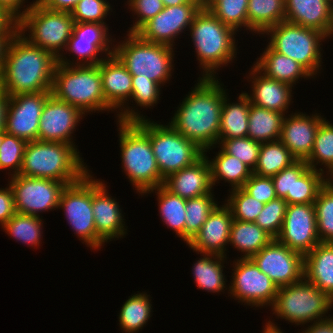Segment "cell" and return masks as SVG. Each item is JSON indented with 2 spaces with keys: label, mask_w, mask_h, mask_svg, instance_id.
I'll return each instance as SVG.
<instances>
[{
  "label": "cell",
  "mask_w": 333,
  "mask_h": 333,
  "mask_svg": "<svg viewBox=\"0 0 333 333\" xmlns=\"http://www.w3.org/2000/svg\"><path fill=\"white\" fill-rule=\"evenodd\" d=\"M221 86L216 77H201L169 122L186 139L195 142L204 153L218 144L221 110L226 95V90Z\"/></svg>",
  "instance_id": "6da1fadb"
},
{
  "label": "cell",
  "mask_w": 333,
  "mask_h": 333,
  "mask_svg": "<svg viewBox=\"0 0 333 333\" xmlns=\"http://www.w3.org/2000/svg\"><path fill=\"white\" fill-rule=\"evenodd\" d=\"M58 59L32 45L17 31L11 38L0 75V88L9 95L51 92Z\"/></svg>",
  "instance_id": "7a4b0ae2"
},
{
  "label": "cell",
  "mask_w": 333,
  "mask_h": 333,
  "mask_svg": "<svg viewBox=\"0 0 333 333\" xmlns=\"http://www.w3.org/2000/svg\"><path fill=\"white\" fill-rule=\"evenodd\" d=\"M77 151L63 142H27L19 175L75 183L89 171Z\"/></svg>",
  "instance_id": "3957f363"
},
{
  "label": "cell",
  "mask_w": 333,
  "mask_h": 333,
  "mask_svg": "<svg viewBox=\"0 0 333 333\" xmlns=\"http://www.w3.org/2000/svg\"><path fill=\"white\" fill-rule=\"evenodd\" d=\"M62 55L56 64L51 95L69 103L84 114L105 111L99 63L95 65H72Z\"/></svg>",
  "instance_id": "277c9868"
},
{
  "label": "cell",
  "mask_w": 333,
  "mask_h": 333,
  "mask_svg": "<svg viewBox=\"0 0 333 333\" xmlns=\"http://www.w3.org/2000/svg\"><path fill=\"white\" fill-rule=\"evenodd\" d=\"M189 30L203 69L202 78H215V70L226 66L237 55L236 31L223 24L206 6L196 14Z\"/></svg>",
  "instance_id": "5b68a950"
},
{
  "label": "cell",
  "mask_w": 333,
  "mask_h": 333,
  "mask_svg": "<svg viewBox=\"0 0 333 333\" xmlns=\"http://www.w3.org/2000/svg\"><path fill=\"white\" fill-rule=\"evenodd\" d=\"M123 170L141 195L163 185L149 137L134 122H118Z\"/></svg>",
  "instance_id": "8992f818"
},
{
  "label": "cell",
  "mask_w": 333,
  "mask_h": 333,
  "mask_svg": "<svg viewBox=\"0 0 333 333\" xmlns=\"http://www.w3.org/2000/svg\"><path fill=\"white\" fill-rule=\"evenodd\" d=\"M74 24L69 12L51 10L33 1L22 11L18 19V31L32 45L51 52L59 59L63 55L60 54L61 49H67ZM26 31L30 32L27 34L29 36H25Z\"/></svg>",
  "instance_id": "52a82bcc"
},
{
  "label": "cell",
  "mask_w": 333,
  "mask_h": 333,
  "mask_svg": "<svg viewBox=\"0 0 333 333\" xmlns=\"http://www.w3.org/2000/svg\"><path fill=\"white\" fill-rule=\"evenodd\" d=\"M119 43L113 54L132 76L149 78L160 86L171 78L173 47L144 41L136 33H128L126 40Z\"/></svg>",
  "instance_id": "ba28073f"
},
{
  "label": "cell",
  "mask_w": 333,
  "mask_h": 333,
  "mask_svg": "<svg viewBox=\"0 0 333 333\" xmlns=\"http://www.w3.org/2000/svg\"><path fill=\"white\" fill-rule=\"evenodd\" d=\"M150 139L160 175L165 179L197 161L203 154L195 142L186 139L170 124H158L150 119L134 122Z\"/></svg>",
  "instance_id": "9c48e42d"
},
{
  "label": "cell",
  "mask_w": 333,
  "mask_h": 333,
  "mask_svg": "<svg viewBox=\"0 0 333 333\" xmlns=\"http://www.w3.org/2000/svg\"><path fill=\"white\" fill-rule=\"evenodd\" d=\"M332 307L333 299L304 277L278 288L272 311L278 318L303 325L329 318L326 313Z\"/></svg>",
  "instance_id": "30bf717a"
},
{
  "label": "cell",
  "mask_w": 333,
  "mask_h": 333,
  "mask_svg": "<svg viewBox=\"0 0 333 333\" xmlns=\"http://www.w3.org/2000/svg\"><path fill=\"white\" fill-rule=\"evenodd\" d=\"M268 46L299 63L313 77L321 69V42L327 36L319 30L282 21L268 28ZM319 70V71H318Z\"/></svg>",
  "instance_id": "8fae6325"
},
{
  "label": "cell",
  "mask_w": 333,
  "mask_h": 333,
  "mask_svg": "<svg viewBox=\"0 0 333 333\" xmlns=\"http://www.w3.org/2000/svg\"><path fill=\"white\" fill-rule=\"evenodd\" d=\"M59 208L71 225L74 234L91 249H99L105 243L96 232L92 211V176L87 172L80 180L66 185L61 193Z\"/></svg>",
  "instance_id": "7c38bea8"
},
{
  "label": "cell",
  "mask_w": 333,
  "mask_h": 333,
  "mask_svg": "<svg viewBox=\"0 0 333 333\" xmlns=\"http://www.w3.org/2000/svg\"><path fill=\"white\" fill-rule=\"evenodd\" d=\"M17 213L40 217L42 211L58 209L60 196L66 184L52 179L11 176Z\"/></svg>",
  "instance_id": "4fadbf2b"
},
{
  "label": "cell",
  "mask_w": 333,
  "mask_h": 333,
  "mask_svg": "<svg viewBox=\"0 0 333 333\" xmlns=\"http://www.w3.org/2000/svg\"><path fill=\"white\" fill-rule=\"evenodd\" d=\"M233 264L230 294L239 300L238 302H244L252 307L272 306L278 286L269 276L261 272L251 258H240Z\"/></svg>",
  "instance_id": "5bb4252c"
},
{
  "label": "cell",
  "mask_w": 333,
  "mask_h": 333,
  "mask_svg": "<svg viewBox=\"0 0 333 333\" xmlns=\"http://www.w3.org/2000/svg\"><path fill=\"white\" fill-rule=\"evenodd\" d=\"M99 69L105 97V111L119 108L121 112L117 114V122H137L146 119L135 112V109L130 110L128 105L127 109L124 107L132 95V75L121 61L114 54L110 55L99 62Z\"/></svg>",
  "instance_id": "9a60e30c"
},
{
  "label": "cell",
  "mask_w": 333,
  "mask_h": 333,
  "mask_svg": "<svg viewBox=\"0 0 333 333\" xmlns=\"http://www.w3.org/2000/svg\"><path fill=\"white\" fill-rule=\"evenodd\" d=\"M279 287L304 278V256L273 239L251 258Z\"/></svg>",
  "instance_id": "2e32d148"
},
{
  "label": "cell",
  "mask_w": 333,
  "mask_h": 333,
  "mask_svg": "<svg viewBox=\"0 0 333 333\" xmlns=\"http://www.w3.org/2000/svg\"><path fill=\"white\" fill-rule=\"evenodd\" d=\"M204 3H186L164 7L154 18L146 22L136 34L144 41L174 47L175 38L190 28L194 17Z\"/></svg>",
  "instance_id": "e0dca14e"
},
{
  "label": "cell",
  "mask_w": 333,
  "mask_h": 333,
  "mask_svg": "<svg viewBox=\"0 0 333 333\" xmlns=\"http://www.w3.org/2000/svg\"><path fill=\"white\" fill-rule=\"evenodd\" d=\"M276 239L303 256L312 251L320 243L314 204H289Z\"/></svg>",
  "instance_id": "ac0fdd59"
},
{
  "label": "cell",
  "mask_w": 333,
  "mask_h": 333,
  "mask_svg": "<svg viewBox=\"0 0 333 333\" xmlns=\"http://www.w3.org/2000/svg\"><path fill=\"white\" fill-rule=\"evenodd\" d=\"M51 92L10 95L5 132L26 142L38 140L43 106Z\"/></svg>",
  "instance_id": "d6986e66"
},
{
  "label": "cell",
  "mask_w": 333,
  "mask_h": 333,
  "mask_svg": "<svg viewBox=\"0 0 333 333\" xmlns=\"http://www.w3.org/2000/svg\"><path fill=\"white\" fill-rule=\"evenodd\" d=\"M82 115L77 107L50 95L46 100L39 121L38 140L46 142H63L74 145L72 133Z\"/></svg>",
  "instance_id": "ffe728a7"
},
{
  "label": "cell",
  "mask_w": 333,
  "mask_h": 333,
  "mask_svg": "<svg viewBox=\"0 0 333 333\" xmlns=\"http://www.w3.org/2000/svg\"><path fill=\"white\" fill-rule=\"evenodd\" d=\"M108 27L106 24L99 23H75L73 34L69 39L67 49L77 56L79 62L72 65H95L106 57L98 58L99 52H105L106 56L113 55V47L110 50ZM110 38V39H109ZM110 43V44H109ZM85 60V61H84ZM82 61V62H81ZM84 61V62H83Z\"/></svg>",
  "instance_id": "44dd1931"
},
{
  "label": "cell",
  "mask_w": 333,
  "mask_h": 333,
  "mask_svg": "<svg viewBox=\"0 0 333 333\" xmlns=\"http://www.w3.org/2000/svg\"><path fill=\"white\" fill-rule=\"evenodd\" d=\"M233 222L230 208L224 205L216 206L200 231L187 243L195 252L226 256L225 245L229 243L231 225Z\"/></svg>",
  "instance_id": "7402d4cb"
},
{
  "label": "cell",
  "mask_w": 333,
  "mask_h": 333,
  "mask_svg": "<svg viewBox=\"0 0 333 333\" xmlns=\"http://www.w3.org/2000/svg\"><path fill=\"white\" fill-rule=\"evenodd\" d=\"M288 116H284L279 140L297 160L306 161L312 153L315 135L324 118L317 113L306 116L301 112Z\"/></svg>",
  "instance_id": "603a6c76"
},
{
  "label": "cell",
  "mask_w": 333,
  "mask_h": 333,
  "mask_svg": "<svg viewBox=\"0 0 333 333\" xmlns=\"http://www.w3.org/2000/svg\"><path fill=\"white\" fill-rule=\"evenodd\" d=\"M117 201L109 196L105 184L92 177V211L97 235L108 242L126 235L123 215Z\"/></svg>",
  "instance_id": "cb8c5ba5"
},
{
  "label": "cell",
  "mask_w": 333,
  "mask_h": 333,
  "mask_svg": "<svg viewBox=\"0 0 333 333\" xmlns=\"http://www.w3.org/2000/svg\"><path fill=\"white\" fill-rule=\"evenodd\" d=\"M204 154L193 164L168 175L163 186L184 199L212 193L211 168L208 157Z\"/></svg>",
  "instance_id": "d4e9b609"
},
{
  "label": "cell",
  "mask_w": 333,
  "mask_h": 333,
  "mask_svg": "<svg viewBox=\"0 0 333 333\" xmlns=\"http://www.w3.org/2000/svg\"><path fill=\"white\" fill-rule=\"evenodd\" d=\"M285 21L332 35L333 0H285Z\"/></svg>",
  "instance_id": "484cf974"
},
{
  "label": "cell",
  "mask_w": 333,
  "mask_h": 333,
  "mask_svg": "<svg viewBox=\"0 0 333 333\" xmlns=\"http://www.w3.org/2000/svg\"><path fill=\"white\" fill-rule=\"evenodd\" d=\"M250 79H253L252 93L248 95L251 104L268 110L285 113L291 102L292 87L291 85L274 80L265 76L255 66L249 73Z\"/></svg>",
  "instance_id": "4316f807"
},
{
  "label": "cell",
  "mask_w": 333,
  "mask_h": 333,
  "mask_svg": "<svg viewBox=\"0 0 333 333\" xmlns=\"http://www.w3.org/2000/svg\"><path fill=\"white\" fill-rule=\"evenodd\" d=\"M304 277L333 299V242H320L304 256Z\"/></svg>",
  "instance_id": "83f0119b"
},
{
  "label": "cell",
  "mask_w": 333,
  "mask_h": 333,
  "mask_svg": "<svg viewBox=\"0 0 333 333\" xmlns=\"http://www.w3.org/2000/svg\"><path fill=\"white\" fill-rule=\"evenodd\" d=\"M327 181L324 172L309 168L305 160H297L293 163L292 195L284 200L288 205L314 203Z\"/></svg>",
  "instance_id": "f1b7e54d"
},
{
  "label": "cell",
  "mask_w": 333,
  "mask_h": 333,
  "mask_svg": "<svg viewBox=\"0 0 333 333\" xmlns=\"http://www.w3.org/2000/svg\"><path fill=\"white\" fill-rule=\"evenodd\" d=\"M254 66L269 78L296 85L300 78H310V74L295 60L272 50L268 45Z\"/></svg>",
  "instance_id": "f546056e"
},
{
  "label": "cell",
  "mask_w": 333,
  "mask_h": 333,
  "mask_svg": "<svg viewBox=\"0 0 333 333\" xmlns=\"http://www.w3.org/2000/svg\"><path fill=\"white\" fill-rule=\"evenodd\" d=\"M227 97L223 99L218 140L247 137L251 103L244 92L239 95L238 103H229Z\"/></svg>",
  "instance_id": "4dcf8cb0"
},
{
  "label": "cell",
  "mask_w": 333,
  "mask_h": 333,
  "mask_svg": "<svg viewBox=\"0 0 333 333\" xmlns=\"http://www.w3.org/2000/svg\"><path fill=\"white\" fill-rule=\"evenodd\" d=\"M272 240L273 238L255 222L233 219L228 244H232L243 253L241 258H252Z\"/></svg>",
  "instance_id": "1f68e13d"
},
{
  "label": "cell",
  "mask_w": 333,
  "mask_h": 333,
  "mask_svg": "<svg viewBox=\"0 0 333 333\" xmlns=\"http://www.w3.org/2000/svg\"><path fill=\"white\" fill-rule=\"evenodd\" d=\"M285 114L250 104L247 136L259 143L280 138Z\"/></svg>",
  "instance_id": "d6a6232c"
},
{
  "label": "cell",
  "mask_w": 333,
  "mask_h": 333,
  "mask_svg": "<svg viewBox=\"0 0 333 333\" xmlns=\"http://www.w3.org/2000/svg\"><path fill=\"white\" fill-rule=\"evenodd\" d=\"M216 157V158H215ZM214 159L208 160L211 168V182L215 186L218 180L231 184V190L242 188L252 175V170L237 157L227 154L222 148Z\"/></svg>",
  "instance_id": "836d02e7"
},
{
  "label": "cell",
  "mask_w": 333,
  "mask_h": 333,
  "mask_svg": "<svg viewBox=\"0 0 333 333\" xmlns=\"http://www.w3.org/2000/svg\"><path fill=\"white\" fill-rule=\"evenodd\" d=\"M248 30L263 34L285 21V0H248Z\"/></svg>",
  "instance_id": "e575fe53"
},
{
  "label": "cell",
  "mask_w": 333,
  "mask_h": 333,
  "mask_svg": "<svg viewBox=\"0 0 333 333\" xmlns=\"http://www.w3.org/2000/svg\"><path fill=\"white\" fill-rule=\"evenodd\" d=\"M154 190L158 196L159 212L162 221L167 225V228L169 226L185 242L186 199L173 194L163 185L147 190L142 195L154 192Z\"/></svg>",
  "instance_id": "d590c367"
},
{
  "label": "cell",
  "mask_w": 333,
  "mask_h": 333,
  "mask_svg": "<svg viewBox=\"0 0 333 333\" xmlns=\"http://www.w3.org/2000/svg\"><path fill=\"white\" fill-rule=\"evenodd\" d=\"M202 256L194 263L192 269L197 287L211 293L222 292L226 288V279L222 269L226 257L206 253H202Z\"/></svg>",
  "instance_id": "8d00e7d4"
},
{
  "label": "cell",
  "mask_w": 333,
  "mask_h": 333,
  "mask_svg": "<svg viewBox=\"0 0 333 333\" xmlns=\"http://www.w3.org/2000/svg\"><path fill=\"white\" fill-rule=\"evenodd\" d=\"M296 161L280 140L261 143L257 164L252 172L259 176L272 177Z\"/></svg>",
  "instance_id": "74e56055"
},
{
  "label": "cell",
  "mask_w": 333,
  "mask_h": 333,
  "mask_svg": "<svg viewBox=\"0 0 333 333\" xmlns=\"http://www.w3.org/2000/svg\"><path fill=\"white\" fill-rule=\"evenodd\" d=\"M151 300L146 293H138L129 297L122 305L119 314L120 328L126 333H134L142 329L151 317Z\"/></svg>",
  "instance_id": "f35d334b"
},
{
  "label": "cell",
  "mask_w": 333,
  "mask_h": 333,
  "mask_svg": "<svg viewBox=\"0 0 333 333\" xmlns=\"http://www.w3.org/2000/svg\"><path fill=\"white\" fill-rule=\"evenodd\" d=\"M42 219L38 216L15 213L3 226V230L22 244L38 247L42 236Z\"/></svg>",
  "instance_id": "ab89813d"
},
{
  "label": "cell",
  "mask_w": 333,
  "mask_h": 333,
  "mask_svg": "<svg viewBox=\"0 0 333 333\" xmlns=\"http://www.w3.org/2000/svg\"><path fill=\"white\" fill-rule=\"evenodd\" d=\"M204 6L236 32L242 26L248 29V0H204Z\"/></svg>",
  "instance_id": "60d3db41"
},
{
  "label": "cell",
  "mask_w": 333,
  "mask_h": 333,
  "mask_svg": "<svg viewBox=\"0 0 333 333\" xmlns=\"http://www.w3.org/2000/svg\"><path fill=\"white\" fill-rule=\"evenodd\" d=\"M316 162V163H315ZM309 168L324 172L323 168H317L319 163L324 164L328 171L327 175L333 170V125L324 118L317 130L314 140L312 153L306 160Z\"/></svg>",
  "instance_id": "b9f144b4"
},
{
  "label": "cell",
  "mask_w": 333,
  "mask_h": 333,
  "mask_svg": "<svg viewBox=\"0 0 333 333\" xmlns=\"http://www.w3.org/2000/svg\"><path fill=\"white\" fill-rule=\"evenodd\" d=\"M209 193L199 197L186 199L185 242L188 243L196 235L210 213L218 205Z\"/></svg>",
  "instance_id": "7bdbcfd3"
},
{
  "label": "cell",
  "mask_w": 333,
  "mask_h": 333,
  "mask_svg": "<svg viewBox=\"0 0 333 333\" xmlns=\"http://www.w3.org/2000/svg\"><path fill=\"white\" fill-rule=\"evenodd\" d=\"M313 204L320 242H333V183L326 182Z\"/></svg>",
  "instance_id": "ee69618b"
},
{
  "label": "cell",
  "mask_w": 333,
  "mask_h": 333,
  "mask_svg": "<svg viewBox=\"0 0 333 333\" xmlns=\"http://www.w3.org/2000/svg\"><path fill=\"white\" fill-rule=\"evenodd\" d=\"M229 196L225 204L230 208L233 219L236 220L255 222L265 205L243 188L232 189Z\"/></svg>",
  "instance_id": "f6af8a7d"
},
{
  "label": "cell",
  "mask_w": 333,
  "mask_h": 333,
  "mask_svg": "<svg viewBox=\"0 0 333 333\" xmlns=\"http://www.w3.org/2000/svg\"><path fill=\"white\" fill-rule=\"evenodd\" d=\"M288 204L279 197L265 203L255 223L276 239L281 231Z\"/></svg>",
  "instance_id": "bcb514c9"
},
{
  "label": "cell",
  "mask_w": 333,
  "mask_h": 333,
  "mask_svg": "<svg viewBox=\"0 0 333 333\" xmlns=\"http://www.w3.org/2000/svg\"><path fill=\"white\" fill-rule=\"evenodd\" d=\"M27 142L3 131L0 146V170L12 169V176L19 175ZM15 170V171H14Z\"/></svg>",
  "instance_id": "7dc6e473"
},
{
  "label": "cell",
  "mask_w": 333,
  "mask_h": 333,
  "mask_svg": "<svg viewBox=\"0 0 333 333\" xmlns=\"http://www.w3.org/2000/svg\"><path fill=\"white\" fill-rule=\"evenodd\" d=\"M220 148L227 154L237 157L246 164L252 171L257 164L261 143L251 138H233L226 140H218ZM222 144V145H221Z\"/></svg>",
  "instance_id": "c3c4849f"
},
{
  "label": "cell",
  "mask_w": 333,
  "mask_h": 333,
  "mask_svg": "<svg viewBox=\"0 0 333 333\" xmlns=\"http://www.w3.org/2000/svg\"><path fill=\"white\" fill-rule=\"evenodd\" d=\"M111 7L107 0H80L70 14L75 23L106 24Z\"/></svg>",
  "instance_id": "681fc988"
},
{
  "label": "cell",
  "mask_w": 333,
  "mask_h": 333,
  "mask_svg": "<svg viewBox=\"0 0 333 333\" xmlns=\"http://www.w3.org/2000/svg\"><path fill=\"white\" fill-rule=\"evenodd\" d=\"M161 86L151 79H137V76H132V95L133 100L140 107H152L159 100Z\"/></svg>",
  "instance_id": "f907efd6"
},
{
  "label": "cell",
  "mask_w": 333,
  "mask_h": 333,
  "mask_svg": "<svg viewBox=\"0 0 333 333\" xmlns=\"http://www.w3.org/2000/svg\"><path fill=\"white\" fill-rule=\"evenodd\" d=\"M128 8L136 13L137 18L128 33H136L146 22L164 9L162 0H129ZM139 18V19H138Z\"/></svg>",
  "instance_id": "816d5d0a"
},
{
  "label": "cell",
  "mask_w": 333,
  "mask_h": 333,
  "mask_svg": "<svg viewBox=\"0 0 333 333\" xmlns=\"http://www.w3.org/2000/svg\"><path fill=\"white\" fill-rule=\"evenodd\" d=\"M242 188L256 200L264 204L277 198L271 177L259 176L252 173Z\"/></svg>",
  "instance_id": "f5cc1de1"
},
{
  "label": "cell",
  "mask_w": 333,
  "mask_h": 333,
  "mask_svg": "<svg viewBox=\"0 0 333 333\" xmlns=\"http://www.w3.org/2000/svg\"><path fill=\"white\" fill-rule=\"evenodd\" d=\"M274 183L277 197L285 199L292 195L293 186V164L271 177Z\"/></svg>",
  "instance_id": "db71d44e"
},
{
  "label": "cell",
  "mask_w": 333,
  "mask_h": 333,
  "mask_svg": "<svg viewBox=\"0 0 333 333\" xmlns=\"http://www.w3.org/2000/svg\"><path fill=\"white\" fill-rule=\"evenodd\" d=\"M15 213L12 188L10 185L7 188H0V226H3Z\"/></svg>",
  "instance_id": "11a10c76"
},
{
  "label": "cell",
  "mask_w": 333,
  "mask_h": 333,
  "mask_svg": "<svg viewBox=\"0 0 333 333\" xmlns=\"http://www.w3.org/2000/svg\"><path fill=\"white\" fill-rule=\"evenodd\" d=\"M17 31L18 19L0 5V33H16Z\"/></svg>",
  "instance_id": "9f6ffc18"
},
{
  "label": "cell",
  "mask_w": 333,
  "mask_h": 333,
  "mask_svg": "<svg viewBox=\"0 0 333 333\" xmlns=\"http://www.w3.org/2000/svg\"><path fill=\"white\" fill-rule=\"evenodd\" d=\"M80 0H42L40 3L48 9L69 12Z\"/></svg>",
  "instance_id": "6f0895ef"
},
{
  "label": "cell",
  "mask_w": 333,
  "mask_h": 333,
  "mask_svg": "<svg viewBox=\"0 0 333 333\" xmlns=\"http://www.w3.org/2000/svg\"><path fill=\"white\" fill-rule=\"evenodd\" d=\"M302 333H333V317L314 322Z\"/></svg>",
  "instance_id": "680465c9"
},
{
  "label": "cell",
  "mask_w": 333,
  "mask_h": 333,
  "mask_svg": "<svg viewBox=\"0 0 333 333\" xmlns=\"http://www.w3.org/2000/svg\"><path fill=\"white\" fill-rule=\"evenodd\" d=\"M10 95L0 88V131H5Z\"/></svg>",
  "instance_id": "91938a15"
},
{
  "label": "cell",
  "mask_w": 333,
  "mask_h": 333,
  "mask_svg": "<svg viewBox=\"0 0 333 333\" xmlns=\"http://www.w3.org/2000/svg\"><path fill=\"white\" fill-rule=\"evenodd\" d=\"M23 3H25V0H0V5L5 7L17 19L22 16L20 9L23 8Z\"/></svg>",
  "instance_id": "94428289"
},
{
  "label": "cell",
  "mask_w": 333,
  "mask_h": 333,
  "mask_svg": "<svg viewBox=\"0 0 333 333\" xmlns=\"http://www.w3.org/2000/svg\"><path fill=\"white\" fill-rule=\"evenodd\" d=\"M15 33H0V75L3 70L7 46Z\"/></svg>",
  "instance_id": "6125c7cd"
},
{
  "label": "cell",
  "mask_w": 333,
  "mask_h": 333,
  "mask_svg": "<svg viewBox=\"0 0 333 333\" xmlns=\"http://www.w3.org/2000/svg\"><path fill=\"white\" fill-rule=\"evenodd\" d=\"M164 7L178 6L186 3H204V0H162Z\"/></svg>",
  "instance_id": "be15d7a7"
},
{
  "label": "cell",
  "mask_w": 333,
  "mask_h": 333,
  "mask_svg": "<svg viewBox=\"0 0 333 333\" xmlns=\"http://www.w3.org/2000/svg\"><path fill=\"white\" fill-rule=\"evenodd\" d=\"M262 333H284V332H282L281 329L278 328L277 325H275V323L269 320L268 323L265 324V328Z\"/></svg>",
  "instance_id": "e7e4bbea"
},
{
  "label": "cell",
  "mask_w": 333,
  "mask_h": 333,
  "mask_svg": "<svg viewBox=\"0 0 333 333\" xmlns=\"http://www.w3.org/2000/svg\"><path fill=\"white\" fill-rule=\"evenodd\" d=\"M328 175H330L331 177H329V176H326V178H327V180H328V182H331V183H333V170L328 174Z\"/></svg>",
  "instance_id": "03108f58"
},
{
  "label": "cell",
  "mask_w": 333,
  "mask_h": 333,
  "mask_svg": "<svg viewBox=\"0 0 333 333\" xmlns=\"http://www.w3.org/2000/svg\"><path fill=\"white\" fill-rule=\"evenodd\" d=\"M2 139H3V131H0V146H1V143H2Z\"/></svg>",
  "instance_id": "003e7915"
}]
</instances>
